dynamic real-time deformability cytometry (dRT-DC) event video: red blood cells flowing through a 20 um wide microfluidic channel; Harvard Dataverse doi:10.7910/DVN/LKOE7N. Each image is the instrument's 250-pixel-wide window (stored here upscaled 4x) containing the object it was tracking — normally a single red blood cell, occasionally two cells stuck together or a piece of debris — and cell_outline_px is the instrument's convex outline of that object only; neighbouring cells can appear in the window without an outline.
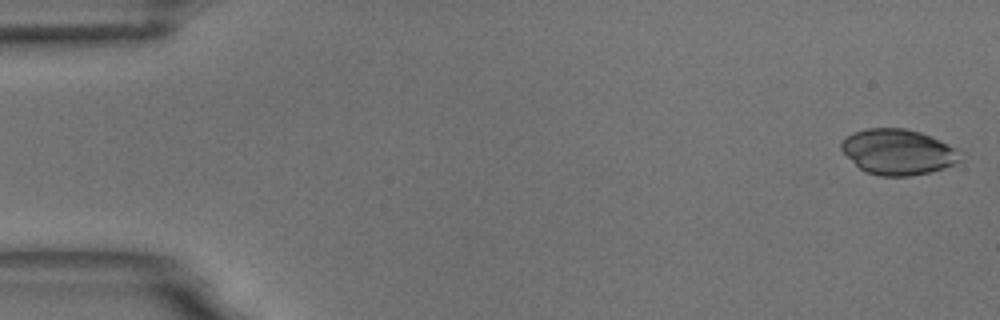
{"species": "common noctule bat (a hibernating species)", "species_latin": "Nyctalus noctula", "temperature_condition": "room temperature", "stored_images_in_passage": 21, "camera_frame_rate_fps": 3000, "um_per_image_px": 0.085, "animal": {"sex": "male", "body_mass_g": 18.8}, "frame": {"image": 1, "passage_image": 1, "time_ms": 0.0, "image_size_px": [1000, 320], "cell_outline_px": [[964, 160], [944, 168], [928, 172], [908, 176], [880, 176], [868, 172], [860, 168], [840, 148], [840, 144], [852, 132], [868, 128], [904, 128], [920, 132], [940, 140], [956, 148]], "centroid_in_image_um": [76.36, 12.91], "position_along_channel_um": 8.6, "area_um2": 31.33}}
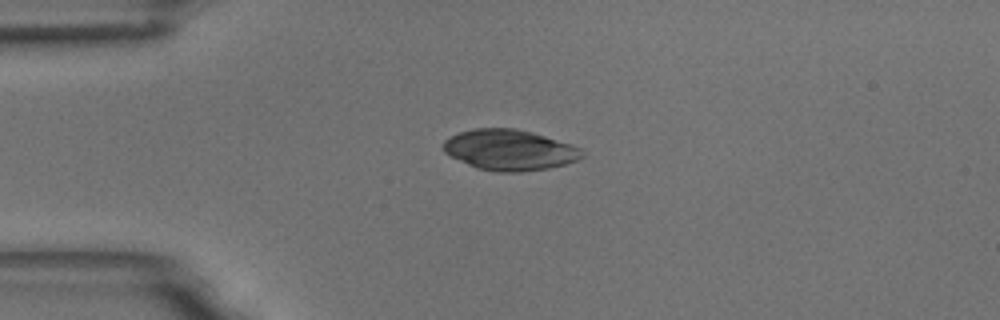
{"frame": {"image": 2, "passage_image": 13, "time_ms": 4.0, "image_size_px": [1000, 320], "cell_outline_px": [[584, 156], [580, 160], [548, 168], [520, 172], [496, 172], [476, 168], [444, 152], [444, 140], [448, 136], [460, 132], [476, 128], [516, 128], [532, 132], [572, 144], [580, 148], [584, 152]], "centroid_in_image_um": [43.34, 12.74], "position_along_channel_um": 41.7, "area_um2": 32.95}}